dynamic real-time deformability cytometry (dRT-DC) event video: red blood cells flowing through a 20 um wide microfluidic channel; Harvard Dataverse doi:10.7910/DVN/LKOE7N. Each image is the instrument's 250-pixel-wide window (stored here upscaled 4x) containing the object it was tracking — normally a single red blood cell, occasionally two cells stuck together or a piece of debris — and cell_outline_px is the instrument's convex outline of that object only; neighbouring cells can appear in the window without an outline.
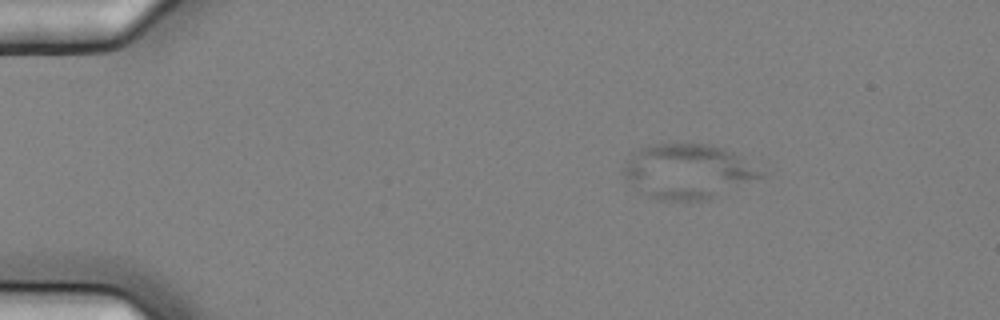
{"species": "common noctule bat (a hibernating species)", "species_latin": "Nyctalus noctula", "temperature_condition": "cold", "stored_images_in_passage": 3, "camera_frame_rate_fps": 3000, "um_per_image_px": 0.085, "animal": {"sex": "female", "body_mass_g": 25.1}, "frame": {"image": 1, "passage_image": 1, "time_ms": 0.0, "image_size_px": [1000, 320], "cell_outline_px": [[764, 176], [708, 200], [660, 200], [648, 196], [624, 176], [624, 168], [628, 160], [640, 148], [652, 144], [708, 144], [732, 152], [760, 172]], "centroid_in_image_um": [58.44, 14.58], "position_along_channel_um": 26.6, "area_um2": 42.37}}